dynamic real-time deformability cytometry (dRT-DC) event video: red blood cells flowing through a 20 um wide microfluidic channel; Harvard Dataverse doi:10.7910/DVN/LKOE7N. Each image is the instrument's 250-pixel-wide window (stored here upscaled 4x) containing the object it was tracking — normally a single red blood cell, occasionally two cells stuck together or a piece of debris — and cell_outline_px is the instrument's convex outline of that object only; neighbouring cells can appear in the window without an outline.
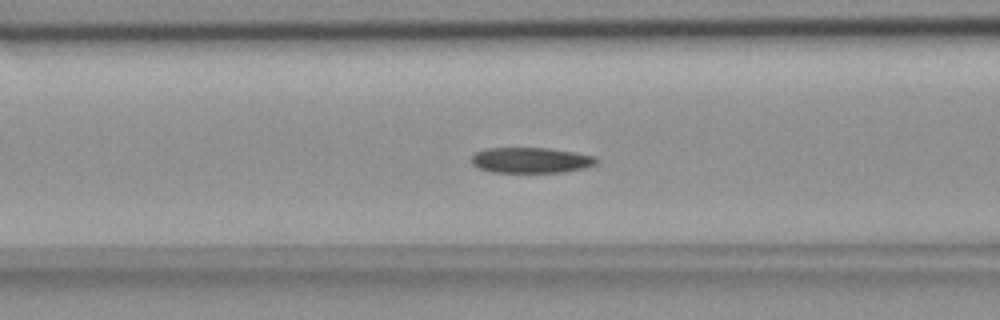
{"species": "common noctule bat (a hibernating species)", "species_latin": "Nyctalus noctula", "temperature_condition": "room temperature", "stored_images_in_passage": 40, "camera_frame_rate_fps": 3000, "um_per_image_px": 0.085, "animal": {"sex": "female", "body_mass_g": 18.4}, "frame": {"image": 1, "passage_image": 7, "time_ms": 2.0, "image_size_px": [1000, 320], "cell_outline_px": [[596, 164], [584, 168], [564, 172], [492, 172], [480, 168], [472, 164], [472, 152], [484, 148], [548, 148], [576, 152], [596, 156]], "centroid_in_image_um": [45.11, 13.61], "position_along_channel_um": 121.5, "area_um2": 18.73}}
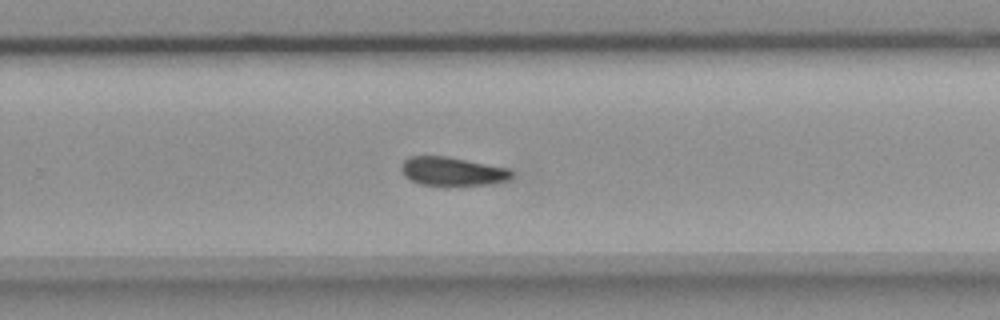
{"frame": {"image": 2, "passage_image": 21, "time_ms": 6.667, "image_size_px": [1000, 320], "cell_outline_px": [[512, 180], [488, 184], [420, 184], [404, 176], [400, 168], [400, 164], [408, 156], [448, 156], [508, 168], [512, 172]], "centroid_in_image_um": [38.44, 14.54], "position_along_channel_um": 291.4, "area_um2": 18.26}}
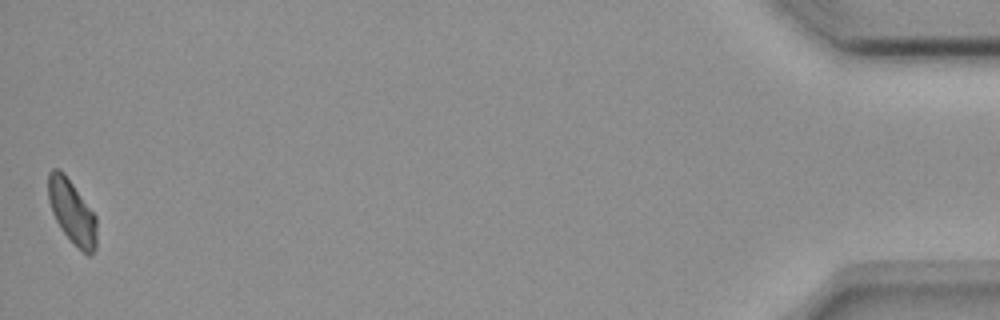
{"frame": {"image": 3, "passage_image": 40, "time_ms": 13.0, "image_size_px": [1000, 320], "cell_outline_px": [[96, 248], [88, 256], [60, 228], [52, 212], [48, 200], [48, 172], [52, 168], [60, 168], [64, 172], [96, 216]], "centroid_in_image_um": [6.1, 17.94], "position_along_channel_um": 429.1, "area_um2": 17.8}}